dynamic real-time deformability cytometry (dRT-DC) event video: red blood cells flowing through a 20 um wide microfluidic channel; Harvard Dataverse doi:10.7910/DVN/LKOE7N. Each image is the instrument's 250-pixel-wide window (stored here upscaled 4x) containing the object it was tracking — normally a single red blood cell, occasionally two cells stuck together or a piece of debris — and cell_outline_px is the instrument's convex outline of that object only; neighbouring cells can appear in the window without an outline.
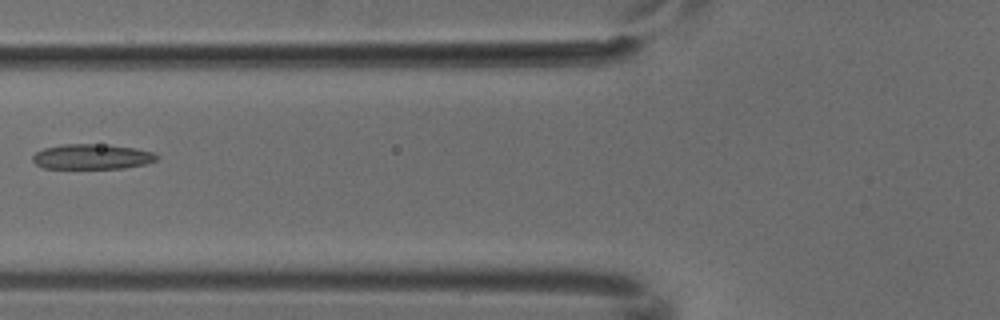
{"species": "common noctule bat (a hibernating species)", "species_latin": "Nyctalus noctula", "temperature_condition": "cold", "stored_images_in_passage": 3, "camera_frame_rate_fps": 3000, "um_per_image_px": 0.085, "animal": {"sex": "male", "body_mass_g": 18.8}, "frame": {"image": 1, "passage_image": 3, "time_ms": 0.667, "image_size_px": [1000, 320], "cell_outline_px": [[160, 156], [156, 160], [144, 164], [124, 168], [44, 168], [36, 164], [32, 160], [32, 156], [36, 152], [44, 148], [60, 144], [92, 144], [136, 148], [156, 152]], "centroid_in_image_um": [7.83, 13.31], "position_along_channel_um": 118.0, "area_um2": 18.15}}